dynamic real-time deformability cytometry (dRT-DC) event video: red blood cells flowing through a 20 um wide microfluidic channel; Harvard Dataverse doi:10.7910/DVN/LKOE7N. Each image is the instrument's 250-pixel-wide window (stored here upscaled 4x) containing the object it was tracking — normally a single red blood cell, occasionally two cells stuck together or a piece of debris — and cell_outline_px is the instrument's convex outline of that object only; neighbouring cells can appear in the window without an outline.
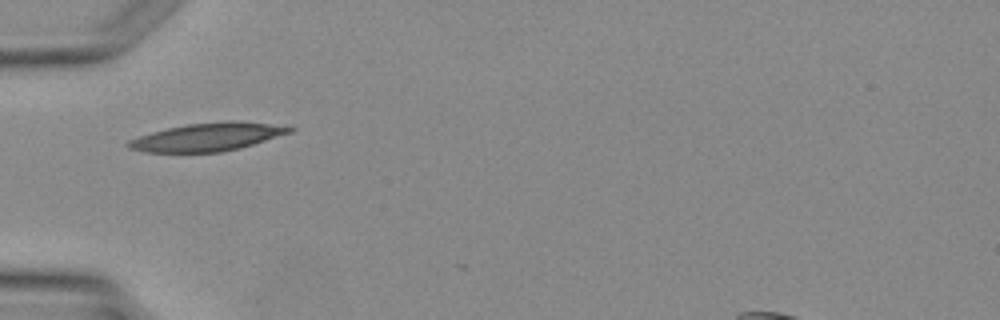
{"species": "Egyptian fruit bat (a non-hibernating species)", "species_latin": "Rousettus aegyptiacus", "temperature_condition": "warm", "stored_images_in_passage": 3, "camera_frame_rate_fps": 3000, "um_per_image_px": 0.085, "animal": {"sex": "female"}, "frame": {"image": 1, "passage_image": 3, "time_ms": 2.667, "image_size_px": [1000, 320], "cell_outline_px": [[296, 128], [292, 132], [240, 148], [220, 152], [144, 152], [128, 148], [124, 144], [128, 140], [152, 132], [168, 128], [188, 124], [224, 120], [240, 120]], "centroid_in_image_um": [17.62, 11.64], "position_along_channel_um": 67.4, "area_um2": 26.36}}